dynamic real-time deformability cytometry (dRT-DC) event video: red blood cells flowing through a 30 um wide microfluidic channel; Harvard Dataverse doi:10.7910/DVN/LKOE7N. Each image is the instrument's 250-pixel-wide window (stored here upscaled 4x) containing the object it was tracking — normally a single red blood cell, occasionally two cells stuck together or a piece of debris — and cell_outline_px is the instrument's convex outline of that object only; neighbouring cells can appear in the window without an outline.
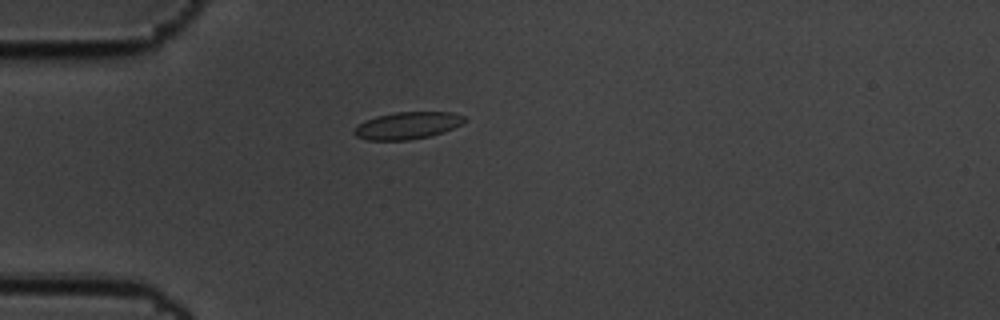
{"species": "common noctule bat (a hibernating species)", "species_latin": "Nyctalus noctula", "temperature_condition": "cold", "stored_images_in_passage": 43, "camera_frame_rate_fps": 3000, "um_per_image_px": 0.085, "animal": {"sex": "male", "body_mass_g": 19.5, "forearm_length_mm": 54.6}, "frame": {"image": 1, "passage_image": 1, "time_ms": 0.0, "image_size_px": [1000, 320], "cell_outline_px": [[468, 120], [444, 132], [428, 136], [408, 140], [368, 140], [356, 136], [352, 132], [360, 124], [376, 116], [396, 112], [452, 112], [464, 116]], "centroid_in_image_um": [34.65, 10.66], "position_along_channel_um": 50.3, "area_um2": 17.22}}
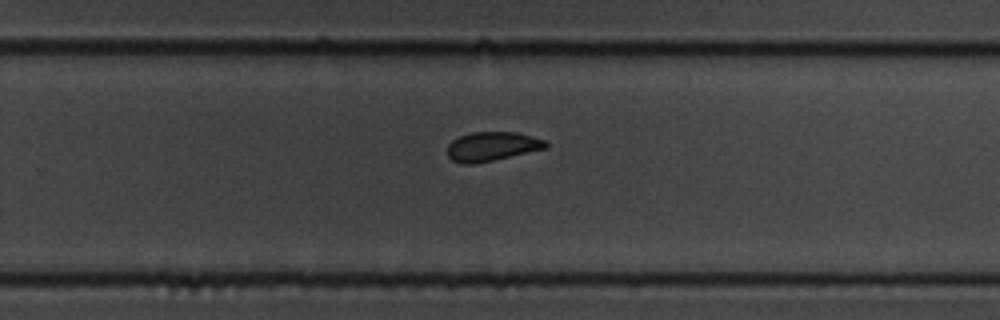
{"frame": {"image": 2, "passage_image": 23, "time_ms": 7.333, "image_size_px": [1000, 320], "cell_outline_px": [[548, 148], [492, 160], [472, 164], [464, 164], [452, 160], [448, 156], [448, 144], [452, 140], [460, 136], [472, 132], [516, 132], [548, 140]], "centroid_in_image_um": [41.85, 12.43], "position_along_channel_um": 287.9, "area_um2": 16.7}}
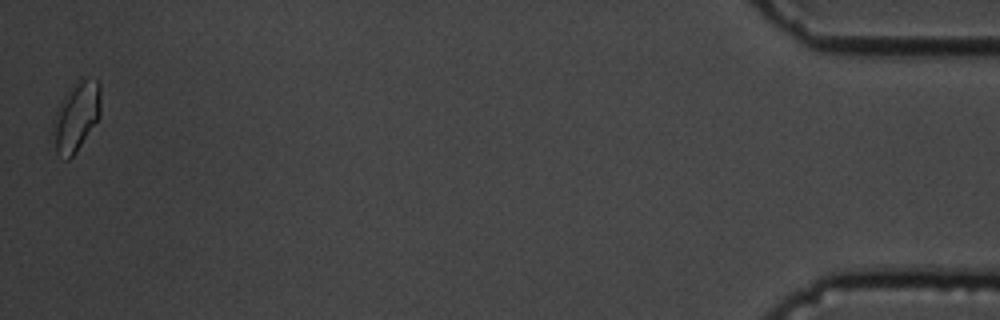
{"frame": {"image": 3, "passage_image": 43, "time_ms": 14.0, "image_size_px": [1000, 320], "cell_outline_px": [[100, 116], [76, 152], [68, 160], [64, 160], [56, 152], [52, 124], [52, 120], [56, 108], [72, 84], [80, 76], [96, 80], [100, 84]], "centroid_in_image_um": [6.46, 9.87], "position_along_channel_um": 428.7, "area_um2": 19.48}, "authors_computed_cell_mechanics": {"area_um2": 17.2822, "velocity_mm_per_s": 3.4224, "shape_relaxation_time_tau1_ms": 2.3332, "shape_relaxation_time_tau2_ms": 2.1866, "deformation_change_tau1": 0.0783, "deformation_change_tau2": 0.0432}}